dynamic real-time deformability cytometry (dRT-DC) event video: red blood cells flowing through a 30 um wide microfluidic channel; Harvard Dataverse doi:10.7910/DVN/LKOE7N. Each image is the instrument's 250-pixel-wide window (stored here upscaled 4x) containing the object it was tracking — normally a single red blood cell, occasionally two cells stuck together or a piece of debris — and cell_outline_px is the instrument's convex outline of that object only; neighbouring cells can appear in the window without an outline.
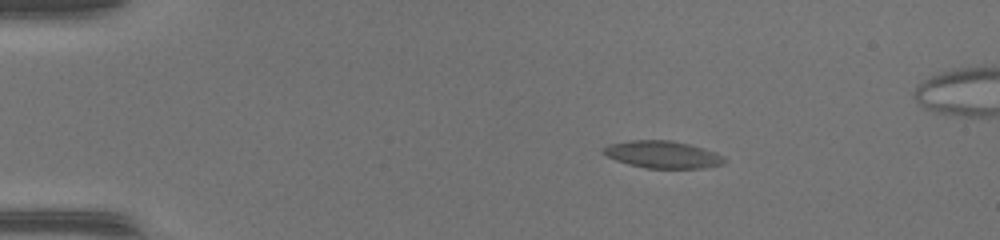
{"species": "common noctule bat (a hibernating species)", "species_latin": "Nyctalus noctula", "temperature_condition": "warm", "stored_images_in_passage": 44, "segment_of_instrument_passage": [1, 2], "camera_frame_rate_fps": 3000, "um_per_image_px": 0.085, "animal": {"sex": "female", "body_mass_g": 17.0, "forearm_length_mm": 48.0}, "frame": {"image": 1, "passage_image": 1, "time_ms": 0.0, "image_size_px": [1000, 240], "cell_outline_px": [[728, 160], [724, 164], [704, 168], [648, 168], [628, 164], [616, 160], [600, 152], [608, 144], [628, 140], [672, 140], [688, 144], [716, 152], [724, 156]], "centroid_in_image_um": [56.34, 13.13], "position_along_channel_um": 28.7, "area_um2": 19.31}}
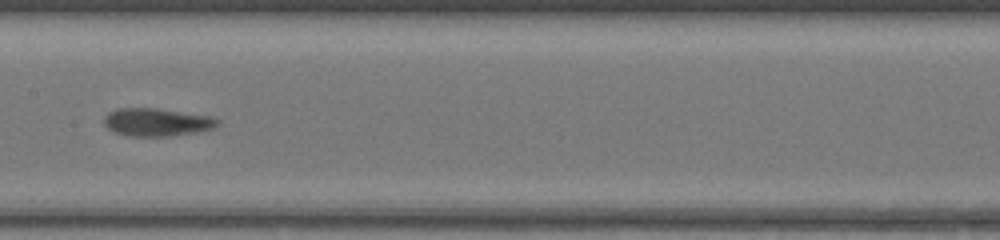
{"frame": {"image": 2, "passage_image": 19, "time_ms": 6.0, "image_size_px": [1000, 240], "cell_outline_px": [[220, 124], [216, 128], [196, 132], [172, 136], [132, 136], [112, 132], [104, 124], [104, 116], [108, 112], [116, 108], [156, 108], [212, 116], [220, 120]], "centroid_in_image_um": [13.35, 10.38], "position_along_channel_um": 194.1, "area_um2": 18.73}}
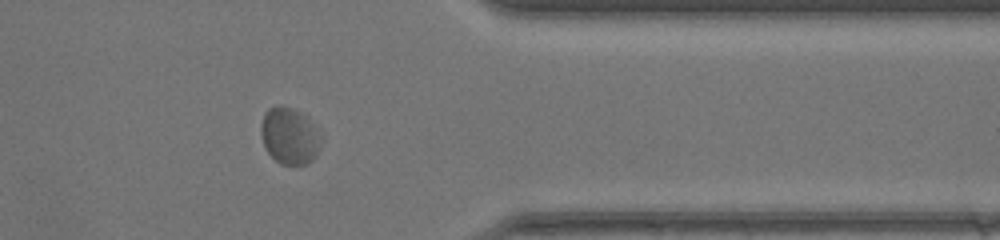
{"frame": {"image": 3, "passage_image": 34, "time_ms": 11.0, "image_size_px": [1000, 240], "cell_outline_px": [[324, 136], [320, 148], [312, 160], [308, 164], [280, 164], [264, 148], [260, 132], [260, 124], [264, 112], [268, 108], [276, 104], [280, 104], [292, 108], [300, 112]], "centroid_in_image_um": [24.6, 11.53], "position_along_channel_um": 386.8, "area_um2": 20.17}}